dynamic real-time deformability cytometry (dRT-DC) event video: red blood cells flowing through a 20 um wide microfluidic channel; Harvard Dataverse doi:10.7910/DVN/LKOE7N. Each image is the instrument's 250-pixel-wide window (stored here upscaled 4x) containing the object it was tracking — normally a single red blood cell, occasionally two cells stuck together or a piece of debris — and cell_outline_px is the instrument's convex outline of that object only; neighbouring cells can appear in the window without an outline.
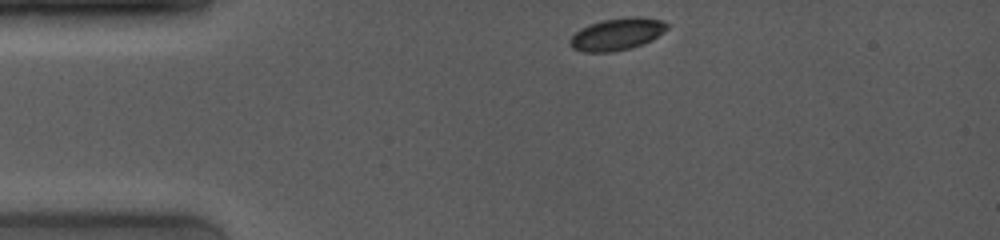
{"species": "common noctule bat (a hibernating species)", "species_latin": "Nyctalus noctula", "temperature_condition": "room temperature", "stored_images_in_passage": 48, "camera_frame_rate_fps": 4000, "um_per_image_px": 0.085, "animal": {"sex": "female", "body_mass_g": 19.0, "forearm_length_mm": 53.3}, "frame": {"image": 1, "passage_image": 1, "time_ms": 0.0, "image_size_px": [1000, 240], "cell_outline_px": [[668, 28], [652, 40], [628, 48], [612, 52], [584, 52], [572, 48], [568, 44], [568, 40], [580, 28], [588, 24], [600, 20], [628, 16], [640, 16], [660, 20], [668, 24]], "centroid_in_image_um": [52.4, 2.89], "position_along_channel_um": 32.6, "area_um2": 18.26}}
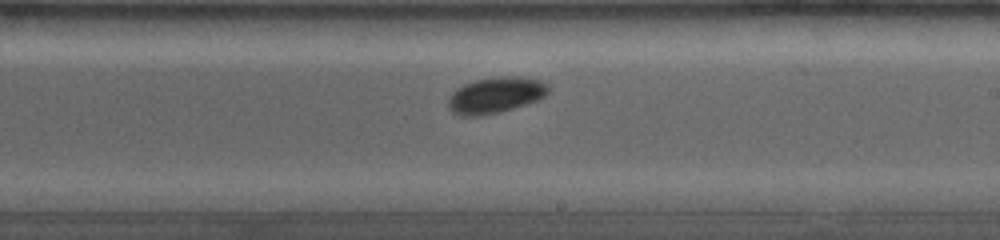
{"frame": {"image": 2, "passage_image": 27, "time_ms": 6.5, "image_size_px": [1000, 240], "cell_outline_px": [[548, 92], [544, 96], [536, 100], [500, 112], [476, 116], [460, 116], [452, 112], [448, 108], [448, 96], [456, 88], [472, 80], [496, 76], [520, 76], [540, 80], [548, 84]], "centroid_in_image_um": [42.07, 8.07], "position_along_channel_um": 246.9, "area_um2": 21.15}}
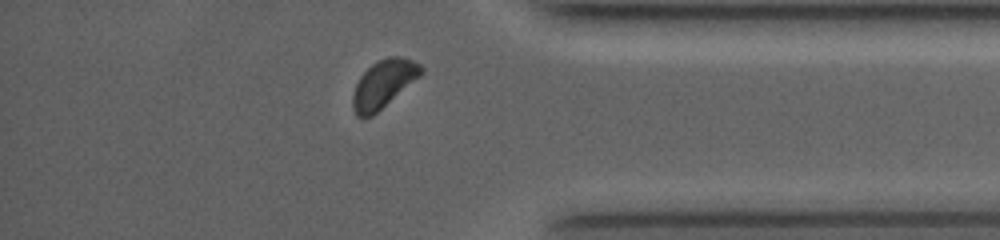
{"frame": {"image": 3, "passage_image": 43, "time_ms": 10.5, "image_size_px": [1000, 240], "cell_outline_px": [[424, 72], [420, 76], [372, 116], [356, 116], [352, 108], [352, 96], [356, 84], [360, 76], [372, 64], [388, 56], [400, 56], [412, 60], [420, 64], [424, 68]], "centroid_in_image_um": [32.6, 7.11], "position_along_channel_um": 402.6, "area_um2": 18.79}}